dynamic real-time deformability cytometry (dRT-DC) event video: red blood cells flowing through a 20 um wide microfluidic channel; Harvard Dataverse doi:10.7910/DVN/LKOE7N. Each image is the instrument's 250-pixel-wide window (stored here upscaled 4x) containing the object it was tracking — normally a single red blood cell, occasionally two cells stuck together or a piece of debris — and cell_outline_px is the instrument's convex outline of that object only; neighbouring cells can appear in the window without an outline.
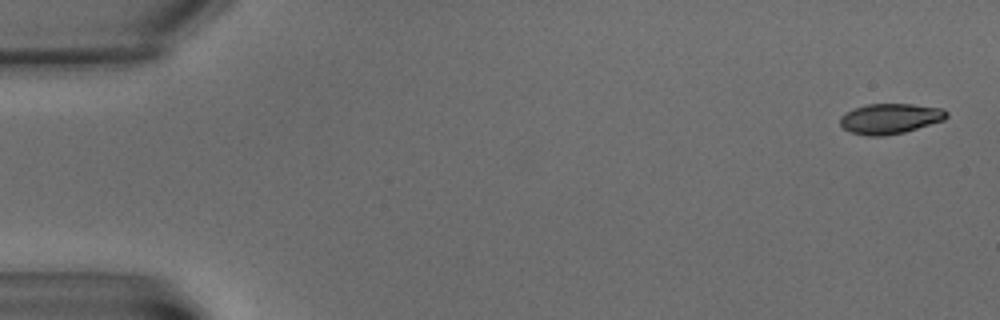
{"species": "common noctule bat (a hibernating species)", "species_latin": "Nyctalus noctula", "temperature_condition": "warm", "stored_images_in_passage": 9, "camera_frame_rate_fps": 3000, "um_per_image_px": 0.085, "animal": {"sex": "male", "body_mass_g": 15.6}, "frame": {"image": 1, "passage_image": 1, "time_ms": 0.0, "image_size_px": [1000, 320], "cell_outline_px": [[948, 116], [944, 120], [904, 132], [884, 136], [868, 136], [852, 132], [844, 128], [840, 124], [840, 116], [856, 108], [868, 104], [912, 104], [944, 108], [948, 112]], "centroid_in_image_um": [75.7, 10.08], "position_along_channel_um": 9.3, "area_um2": 18.67}}
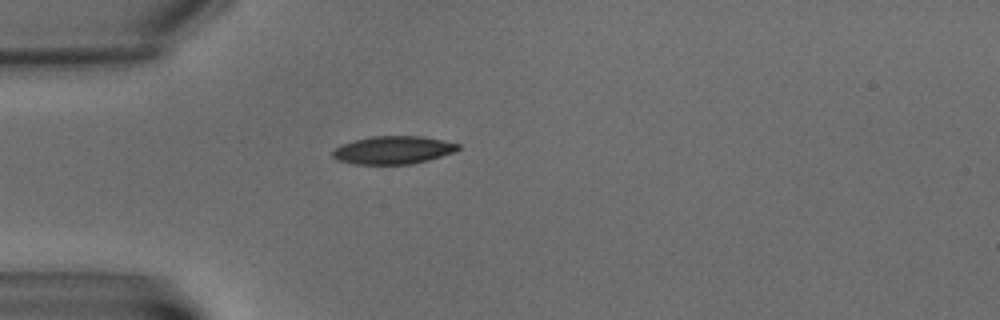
{"frame": {"image": 2, "passage_image": 6, "time_ms": 6.0, "image_size_px": [1000, 320], "cell_outline_px": [[460, 148], [452, 152], [428, 160], [412, 164], [356, 164], [336, 160], [332, 156], [332, 152], [336, 148], [344, 144], [356, 140], [372, 136], [424, 136], [460, 144]], "centroid_in_image_um": [33.42, 12.75], "position_along_channel_um": 51.6, "area_um2": 20.23}}
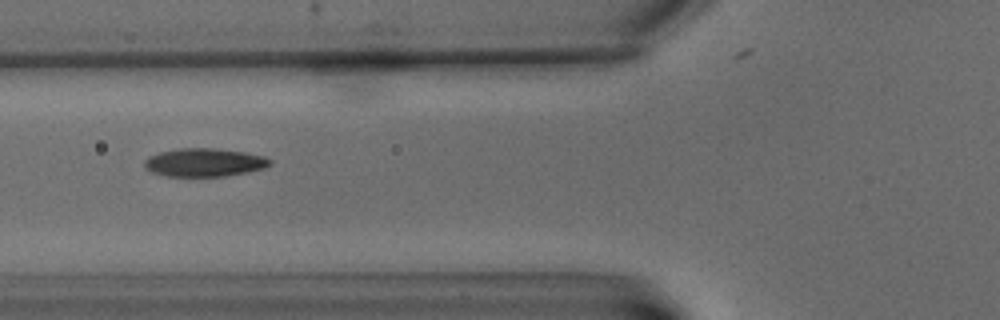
{"frame": {"image": 3, "passage_image": 8, "time_ms": 8.333, "image_size_px": [1000, 320], "cell_outline_px": [[272, 164], [264, 168], [248, 172], [224, 176], [168, 176], [152, 172], [144, 168], [144, 160], [148, 156], [160, 152], [180, 148], [212, 148], [244, 152], [264, 156], [272, 160]], "centroid_in_image_um": [17.37, 13.81], "position_along_channel_um": 108.4, "area_um2": 20.69}}